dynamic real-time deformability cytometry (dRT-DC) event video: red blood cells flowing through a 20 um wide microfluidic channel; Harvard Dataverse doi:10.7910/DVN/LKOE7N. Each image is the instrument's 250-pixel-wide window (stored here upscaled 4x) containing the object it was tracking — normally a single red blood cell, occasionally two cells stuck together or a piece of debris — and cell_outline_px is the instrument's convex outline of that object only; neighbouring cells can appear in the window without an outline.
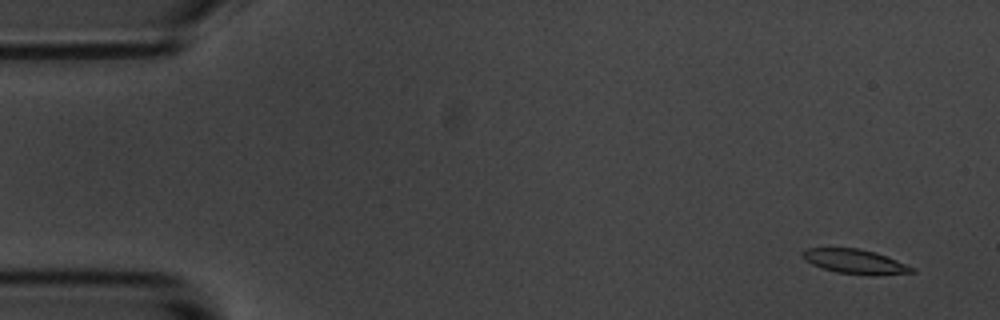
{"species": "common noctule bat (a hibernating species)", "species_latin": "Nyctalus noctula", "temperature_condition": "room temperature", "stored_images_in_passage": 58, "camera_frame_rate_fps": 3000, "um_per_image_px": 0.085, "animal": {"sex": "male", "body_mass_g": 20.1, "forearm_length_mm": 53.5}, "frame": {"image": 1, "passage_image": 4, "time_ms": 1.0, "image_size_px": [1000, 320], "cell_outline_px": [[916, 272], [872, 276], [868, 276], [836, 272], [812, 264], [804, 260], [800, 256], [800, 252], [804, 248], [860, 248], [876, 252], [916, 268]], "centroid_in_image_um": [72.67, 22.23], "position_along_channel_um": 12.3, "area_um2": 15.9}}
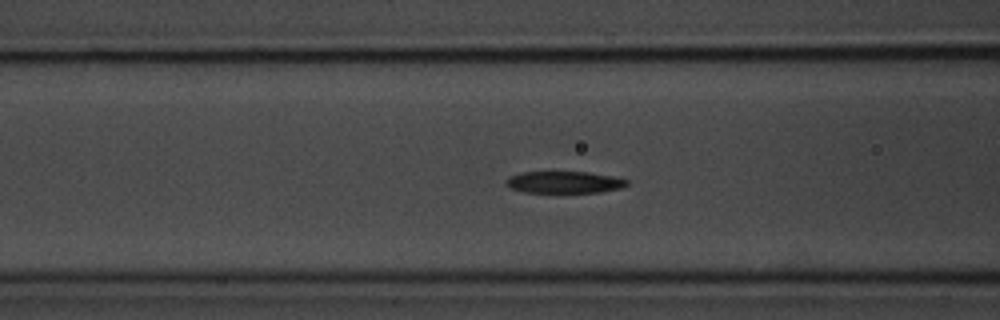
{"frame": {"image": 2, "passage_image": 23, "time_ms": 7.333, "image_size_px": [1000, 320], "cell_outline_px": [[628, 184], [620, 188], [600, 192], [524, 192], [508, 188], [504, 184], [504, 180], [508, 176], [520, 172], [588, 172], [612, 176], [628, 180]], "centroid_in_image_um": [47.88, 15.48], "position_along_channel_um": 118.7, "area_um2": 15.49}}
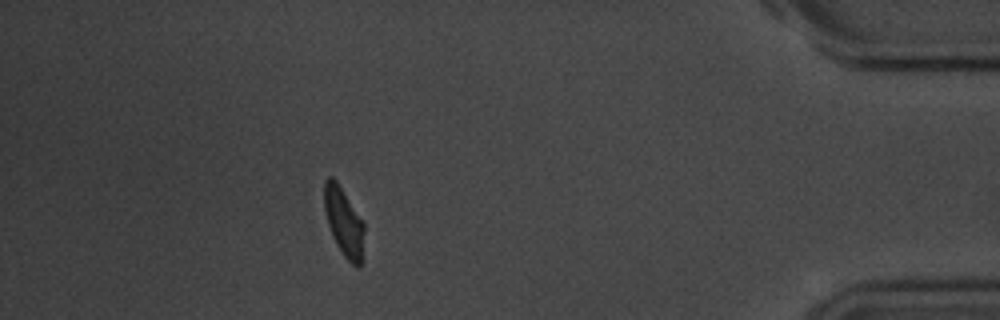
{"frame": {"image": 3, "passage_image": 52, "time_ms": 17.0, "image_size_px": [1000, 320], "cell_outline_px": [[364, 232], [360, 268], [356, 268], [344, 256], [336, 244], [332, 236], [328, 224], [324, 208], [324, 180], [328, 176], [332, 176], [336, 180], [364, 224]], "centroid_in_image_um": [29.2, 18.87], "position_along_channel_um": 406.0, "area_um2": 15.72}, "authors_computed_cell_mechanics": {"area_um2": 16.3285, "velocity_mm_per_s": 3.4907, "shape_relaxation_time_tau1_ms": 4.2301, "shape_relaxation_time_tau2_ms": 3.7327, "deformation_change_tau1": 0.1747, "deformation_change_tau2": 0.1089}}